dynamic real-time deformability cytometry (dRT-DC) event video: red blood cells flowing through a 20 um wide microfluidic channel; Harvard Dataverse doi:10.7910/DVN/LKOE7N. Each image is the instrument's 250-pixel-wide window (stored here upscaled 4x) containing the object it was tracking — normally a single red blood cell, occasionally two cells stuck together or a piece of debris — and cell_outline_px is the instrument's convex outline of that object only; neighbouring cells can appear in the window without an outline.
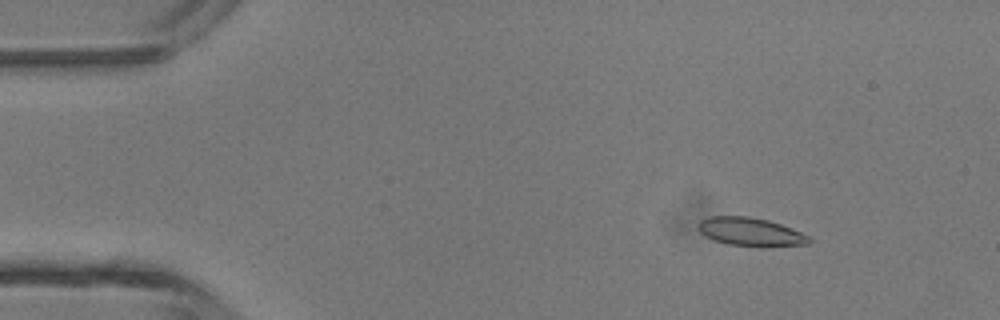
{"species": "common noctule bat (a hibernating species)", "species_latin": "Nyctalus noctula", "temperature_condition": "room temperature", "stored_images_in_passage": 4, "camera_frame_rate_fps": 3000, "um_per_image_px": 0.085, "animal": {"sex": "male", "body_mass_g": 13.3}, "frame": {"image": 1, "passage_image": 2, "time_ms": 0.333, "image_size_px": [1000, 320], "cell_outline_px": [[812, 240], [808, 244], [768, 248], [760, 248], [728, 244], [712, 240], [700, 232], [696, 224], [700, 220], [712, 216], [748, 216], [768, 220], [780, 224], [800, 232], [808, 236]], "centroid_in_image_um": [63.79, 19.73], "position_along_channel_um": 21.2, "area_um2": 18.73}}